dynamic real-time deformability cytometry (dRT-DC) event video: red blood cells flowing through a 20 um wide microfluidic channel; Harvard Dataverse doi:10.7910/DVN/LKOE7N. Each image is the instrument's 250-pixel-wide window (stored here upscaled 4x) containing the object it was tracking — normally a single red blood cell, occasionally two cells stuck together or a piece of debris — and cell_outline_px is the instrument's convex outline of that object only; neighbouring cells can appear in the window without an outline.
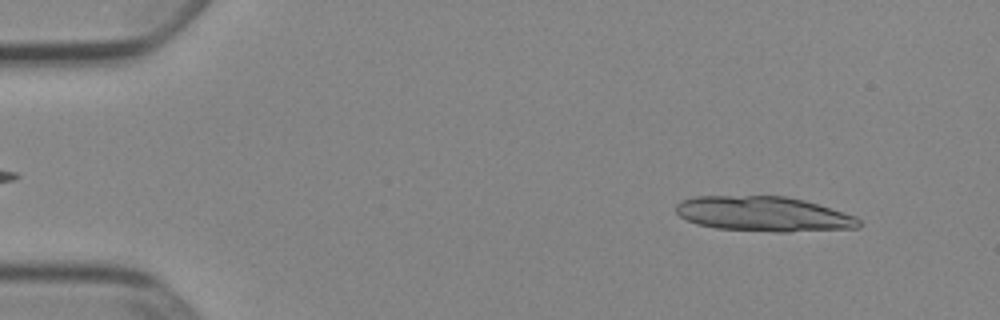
{"species": "Egyptian fruit bat (a non-hibernating species)", "species_latin": "Rousettus aegyptiacus", "temperature_condition": "cold", "stored_images_in_passage": 38, "segment_of_instrument_passage": [1, 2], "camera_frame_rate_fps": 3000, "um_per_image_px": 0.085, "animal": {"sex": "female"}, "frame": {"image": 1, "passage_image": 4, "time_ms": 1.0, "image_size_px": [1000, 320], "cell_outline_px": [[860, 228], [788, 232], [776, 232], [716, 228], [696, 224], [680, 216], [676, 212], [676, 204], [680, 200], [696, 196], [784, 196], [804, 200], [856, 216], [860, 220]], "centroid_in_image_um": [64.9, 18.19], "position_along_channel_um": 20.1, "area_um2": 37.34}}